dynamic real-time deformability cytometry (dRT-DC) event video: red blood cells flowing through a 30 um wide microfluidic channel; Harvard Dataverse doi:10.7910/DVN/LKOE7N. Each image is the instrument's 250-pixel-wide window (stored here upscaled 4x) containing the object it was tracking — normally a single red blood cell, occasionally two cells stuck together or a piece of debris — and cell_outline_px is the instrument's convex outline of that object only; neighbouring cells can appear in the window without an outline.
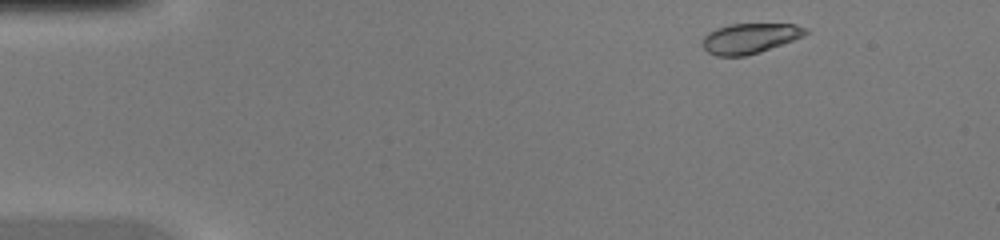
{"species": "common noctule bat (a hibernating species)", "species_latin": "Nyctalus noctula", "temperature_condition": "warm", "stored_images_in_passage": 42, "camera_frame_rate_fps": 3000, "um_per_image_px": 0.085, "animal": {"sex": "female", "body_mass_g": 20.0, "forearm_length_mm": 54.0}, "frame": {"image": 1, "passage_image": 2, "time_ms": 0.333, "image_size_px": [1000, 240], "cell_outline_px": [[808, 32], [804, 36], [760, 52], [744, 56], [716, 56], [708, 52], [700, 44], [704, 36], [708, 32], [716, 28], [728, 24], [796, 24], [808, 28]], "centroid_in_image_um": [63.72, 3.25], "position_along_channel_um": 21.3, "area_um2": 18.26}}
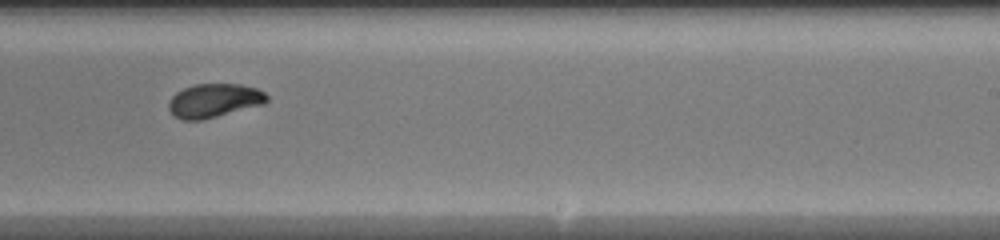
{"frame": {"image": 2, "passage_image": 25, "time_ms": 8.0, "image_size_px": [1000, 240], "cell_outline_px": [[268, 100], [264, 104], [200, 120], [180, 120], [168, 108], [168, 100], [176, 92], [184, 88], [196, 84], [240, 84], [256, 88], [264, 92], [268, 96]], "centroid_in_image_um": [18.19, 8.54], "position_along_channel_um": 270.8, "area_um2": 19.19}}
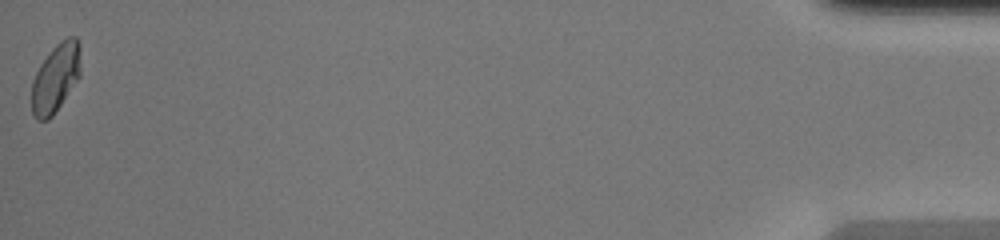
{"frame": {"image": 3, "passage_image": 42, "time_ms": 13.667, "image_size_px": [1000, 240], "cell_outline_px": [[80, 76], [52, 116], [48, 120], [36, 120], [32, 112], [32, 80], [40, 64], [52, 48], [60, 40], [68, 36], [76, 36], [80, 44]], "centroid_in_image_um": [4.73, 6.59], "position_along_channel_um": 430.5, "area_um2": 19.59}}